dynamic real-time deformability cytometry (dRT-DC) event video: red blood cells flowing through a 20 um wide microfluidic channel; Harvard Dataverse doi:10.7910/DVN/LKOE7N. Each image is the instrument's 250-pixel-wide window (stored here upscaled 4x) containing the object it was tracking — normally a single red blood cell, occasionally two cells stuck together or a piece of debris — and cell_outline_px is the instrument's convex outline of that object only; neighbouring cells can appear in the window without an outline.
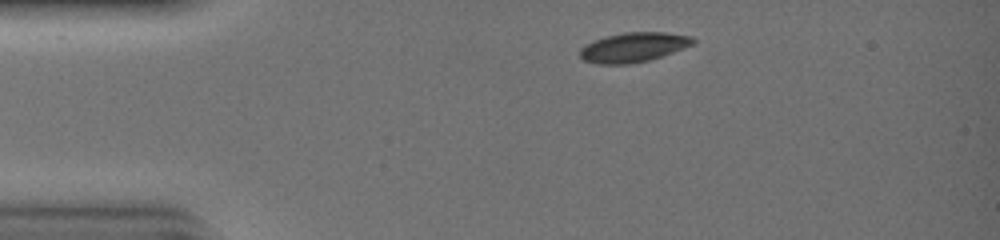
{"species": "common noctule bat (a hibernating species)", "species_latin": "Nyctalus noctula", "temperature_condition": "warm", "stored_images_in_passage": 38, "camera_frame_rate_fps": 3000, "um_per_image_px": 0.085, "animal": {"sex": "female", "body_mass_g": 19.0, "forearm_length_mm": 51.5}, "frame": {"image": 1, "passage_image": 4, "time_ms": 1.0, "image_size_px": [1000, 240], "cell_outline_px": [[696, 40], [692, 44], [684, 48], [648, 60], [628, 64], [596, 64], [584, 60], [580, 56], [580, 48], [584, 44], [592, 40], [604, 36], [624, 32], [664, 32], [692, 36]], "centroid_in_image_um": [53.8, 4.0], "position_along_channel_um": 31.2, "area_um2": 19.54}}
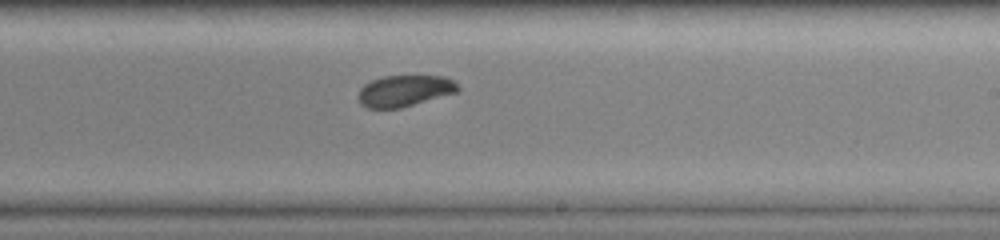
{"frame": {"image": 2, "passage_image": 24, "time_ms": 7.667, "image_size_px": [1000, 240], "cell_outline_px": [[460, 92], [400, 108], [368, 108], [360, 104], [360, 88], [364, 84], [372, 80], [384, 76], [444, 76], [452, 80], [460, 88]], "centroid_in_image_um": [34.43, 7.72], "position_along_channel_um": 254.6, "area_um2": 18.15}}
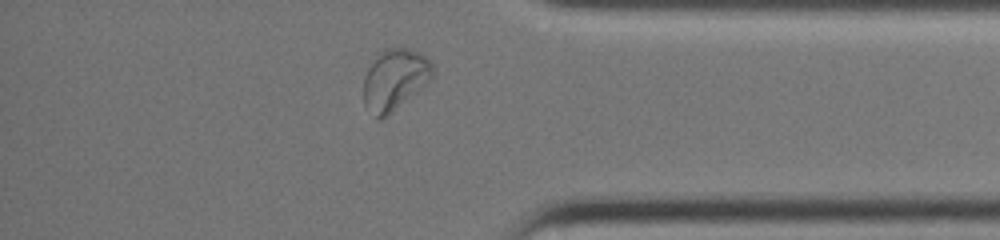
{"frame": {"image": 3, "passage_image": 35, "time_ms": 11.333, "image_size_px": [1000, 240], "cell_outline_px": [[432, 76], [428, 84], [388, 116], [380, 120], [376, 120], [364, 108], [364, 76], [368, 68], [380, 52], [384, 48], [408, 48], [420, 52], [432, 64]], "centroid_in_image_um": [33.53, 6.81], "position_along_channel_um": 401.7, "area_um2": 24.97}, "authors_computed_cell_mechanics": {"area_um2": 19.8832, "velocity_mm_per_s": 4.1265, "shape_relaxation_time_tau1_ms": 3.1096, "shape_relaxation_time_tau2_ms": null, "deformation_change_tau1": 0.1044, "deformation_change_tau2": null}}